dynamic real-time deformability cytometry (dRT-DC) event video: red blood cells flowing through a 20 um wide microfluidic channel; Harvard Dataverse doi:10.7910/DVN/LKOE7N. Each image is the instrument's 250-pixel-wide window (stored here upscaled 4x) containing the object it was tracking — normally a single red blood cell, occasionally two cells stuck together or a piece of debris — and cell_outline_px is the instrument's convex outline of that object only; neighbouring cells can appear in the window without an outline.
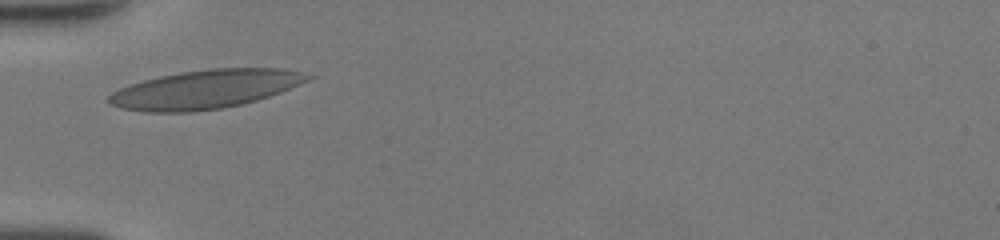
{"species": "human", "species_latin": "Homo sapiens", "temperature_condition": "room temperature", "stored_images_in_passage": 25, "camera_frame_rate_fps": 3000, "um_per_image_px": 0.085, "donor": {"sex": "female"}, "frame": {"image": 1, "passage_image": 1, "time_ms": 0.0, "image_size_px": [1000, 240], "cell_outline_px": [[316, 76], [300, 84], [280, 92], [256, 100], [224, 108], [192, 112], [144, 112], [120, 108], [108, 104], [104, 100], [112, 92], [120, 88], [144, 80], [160, 76], [184, 72], [212, 68], [280, 68], [300, 72]], "centroid_in_image_um": [17.41, 7.6], "position_along_channel_um": 67.6, "area_um2": 44.74}}
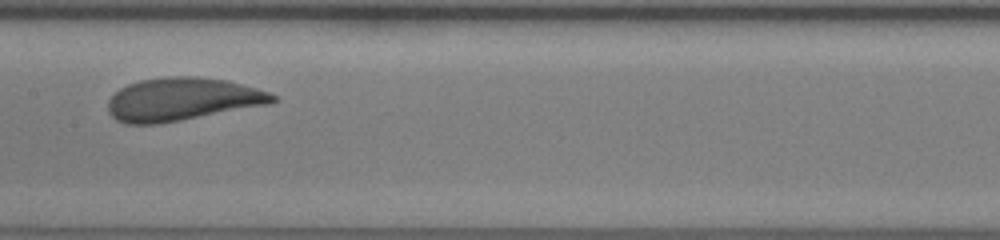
{"frame": {"image": 2, "passage_image": 10, "time_ms": 3.0, "image_size_px": [1000, 240], "cell_outline_px": [[276, 100], [268, 104], [160, 124], [124, 124], [116, 120], [108, 112], [108, 100], [120, 88], [128, 84], [140, 80], [168, 76], [196, 76], [228, 80], [256, 88], [268, 92], [276, 96]], "centroid_in_image_um": [15.45, 8.44], "position_along_channel_um": 192.0, "area_um2": 41.21}}
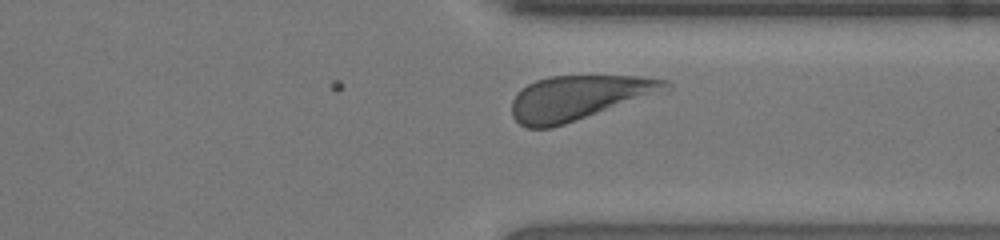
{"frame": {"image": 3, "passage_image": 22, "time_ms": 7.0, "image_size_px": [1000, 240], "cell_outline_px": [[672, 84], [564, 124], [552, 128], [528, 128], [520, 124], [512, 116], [512, 100], [516, 92], [528, 84], [536, 80], [552, 76], [640, 76], [668, 80]], "centroid_in_image_um": [48.95, 8.29], "position_along_channel_um": 362.4, "area_um2": 37.86}, "authors_computed_cell_mechanics": {"area_um2": 40.6334, "velocity_mm_per_s": 4.2498, "shape_relaxation_time_tau1_ms": 3.896, "shape_relaxation_time_tau2_ms": 1.2478, "deformation_change_tau1": 0.1645, "deformation_change_tau2": 0.0766}}